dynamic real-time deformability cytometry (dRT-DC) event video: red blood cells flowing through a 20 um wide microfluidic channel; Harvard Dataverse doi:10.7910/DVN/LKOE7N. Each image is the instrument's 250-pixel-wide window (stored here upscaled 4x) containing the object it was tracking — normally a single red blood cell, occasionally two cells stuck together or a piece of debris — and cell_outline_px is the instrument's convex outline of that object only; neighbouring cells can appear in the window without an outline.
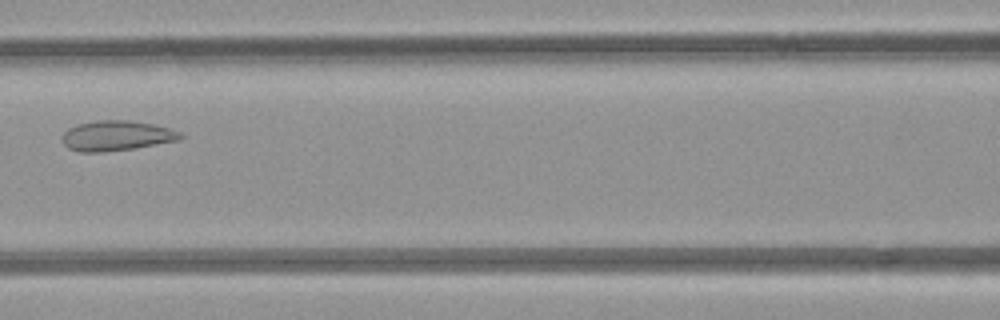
{"species": "common noctule bat (a hibernating species)", "species_latin": "Nyctalus noctula", "temperature_condition": "room temperature", "stored_images_in_passage": 6, "camera_frame_rate_fps": 3000, "um_per_image_px": 0.085, "animal": {"sex": "female", "body_mass_g": 21.9}, "frame": {"image": 1, "passage_image": 5, "time_ms": 5.667, "image_size_px": [1000, 320], "cell_outline_px": [[184, 136], [180, 140], [132, 148], [104, 152], [80, 152], [68, 148], [60, 140], [60, 136], [68, 128], [76, 124], [96, 120], [128, 120], [152, 124], [168, 128], [180, 132]], "centroid_in_image_um": [9.84, 11.53], "position_along_channel_um": 156.8, "area_um2": 20.81}}
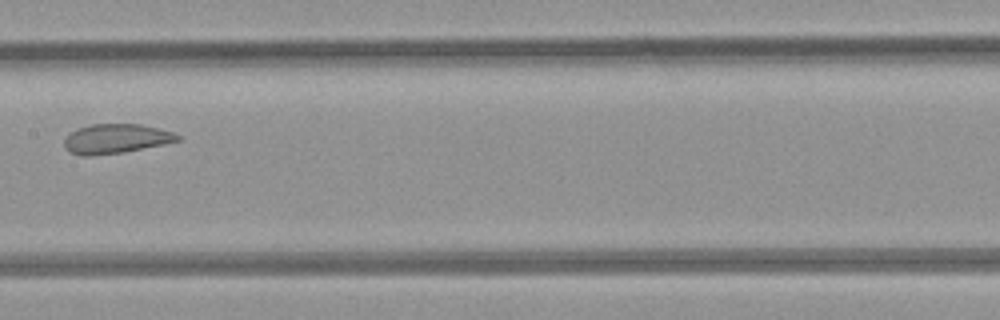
{"frame": {"image": 2, "passage_image": 6, "time_ms": 6.667, "image_size_px": [1000, 320], "cell_outline_px": [[180, 140], [124, 152], [88, 156], [84, 156], [72, 152], [64, 148], [64, 140], [76, 128], [92, 124], [140, 124], [172, 132], [180, 136]], "centroid_in_image_um": [9.82, 11.79], "position_along_channel_um": 197.6, "area_um2": 19.13}}